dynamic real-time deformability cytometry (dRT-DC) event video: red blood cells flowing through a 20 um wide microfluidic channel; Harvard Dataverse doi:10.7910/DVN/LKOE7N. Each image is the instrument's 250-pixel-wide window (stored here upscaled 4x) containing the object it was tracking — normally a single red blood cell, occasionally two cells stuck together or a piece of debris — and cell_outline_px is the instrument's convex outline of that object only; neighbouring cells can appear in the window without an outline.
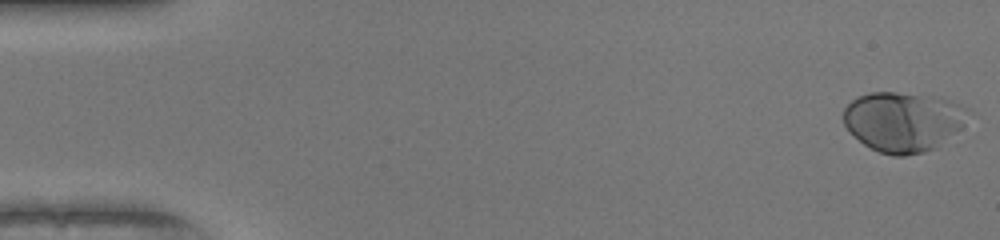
{"species": "human", "species_latin": "Homo sapiens", "temperature_condition": "warm", "stored_images_in_passage": 50, "camera_frame_rate_fps": 3000, "um_per_image_px": 0.085, "donor": {"sex": "female"}, "frame": {"image": 1, "passage_image": 1, "time_ms": 0.0, "image_size_px": [1000, 240], "cell_outline_px": [[968, 108], [964, 124], [960, 128], [936, 148], [924, 152], [904, 156], [892, 156], [880, 152], [864, 144], [844, 124], [844, 108], [856, 96], [872, 92], [896, 92], [944, 100]], "centroid_in_image_um": [76.72, 10.36], "position_along_channel_um": 8.3, "area_um2": 42.54}}
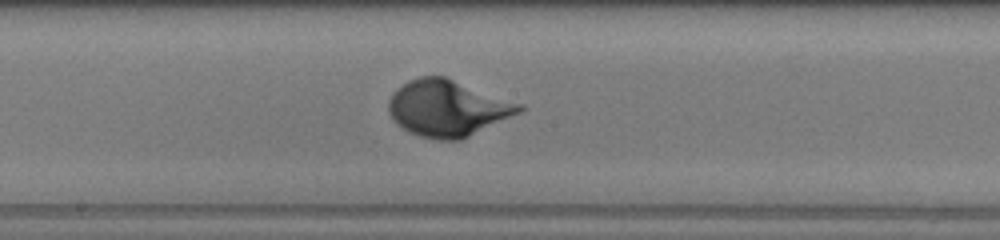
{"frame": {"image": 2, "passage_image": 27, "time_ms": 8.667, "image_size_px": [1000, 240], "cell_outline_px": [[524, 108], [520, 112], [460, 140], [436, 140], [420, 136], [408, 132], [396, 124], [392, 120], [388, 112], [388, 100], [392, 92], [396, 88], [408, 80], [420, 76], [444, 76], [524, 104]], "centroid_in_image_um": [38.0, 9.19], "position_along_channel_um": 210.2, "area_um2": 43.0}}
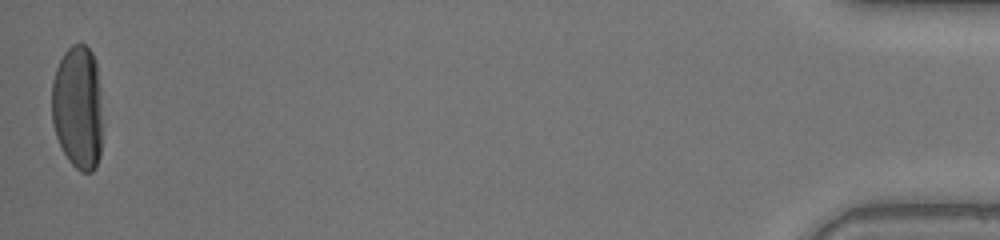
{"frame": {"image": 3, "passage_image": 50, "time_ms": 16.333, "image_size_px": [1000, 240], "cell_outline_px": [[100, 156], [96, 168], [92, 172], [80, 172], [68, 160], [56, 136], [52, 120], [52, 80], [56, 68], [64, 52], [72, 44], [84, 44], [92, 52], [96, 64], [100, 92]], "centroid_in_image_um": [6.6, 9.13], "position_along_channel_um": 428.6, "area_um2": 36.53}}